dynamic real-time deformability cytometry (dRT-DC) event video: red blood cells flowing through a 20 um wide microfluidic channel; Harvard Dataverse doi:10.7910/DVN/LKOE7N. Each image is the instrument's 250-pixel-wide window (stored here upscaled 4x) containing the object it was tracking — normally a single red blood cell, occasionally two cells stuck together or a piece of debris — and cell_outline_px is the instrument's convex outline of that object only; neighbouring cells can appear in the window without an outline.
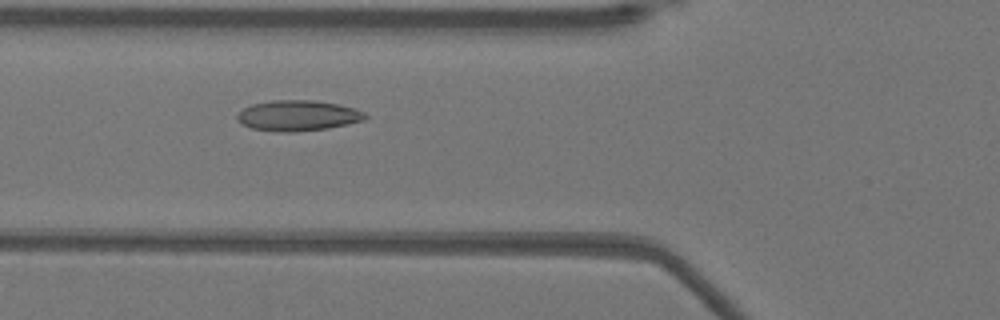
{"species": "Egyptian fruit bat (a non-hibernating species)", "species_latin": "Rousettus aegyptiacus", "temperature_condition": "warm", "stored_images_in_passage": 35, "camera_frame_rate_fps": 3000, "um_per_image_px": 0.085, "animal": {"sex": "female"}, "frame": {"image": 1, "passage_image": 3, "time_ms": 0.667, "image_size_px": [1000, 320], "cell_outline_px": [[368, 116], [364, 120], [348, 124], [328, 128], [296, 132], [280, 132], [252, 128], [240, 124], [236, 116], [244, 108], [252, 104], [272, 100], [312, 100], [340, 104], [364, 112]], "centroid_in_image_um": [25.32, 9.83], "position_along_channel_um": 100.5, "area_um2": 22.83}}
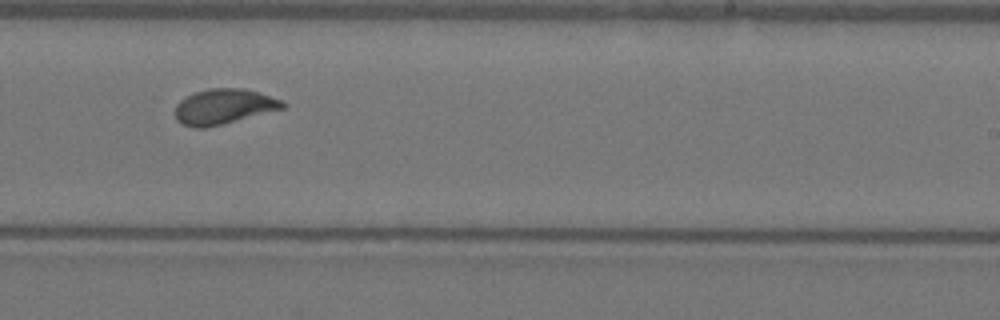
{"frame": {"image": 2, "passage_image": 16, "time_ms": 5.0, "image_size_px": [1000, 320], "cell_outline_px": [[288, 104], [284, 108], [204, 128], [192, 128], [180, 124], [176, 120], [176, 104], [180, 100], [196, 92], [212, 88], [244, 88], [280, 100]], "centroid_in_image_um": [18.97, 9.06], "position_along_channel_um": 270.0, "area_um2": 21.68}}
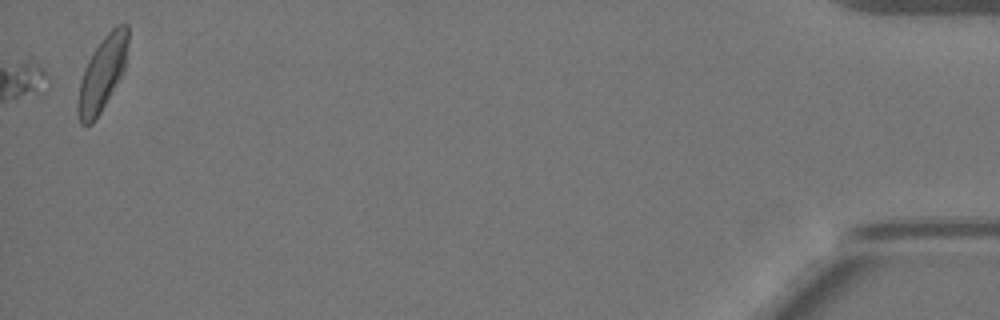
{"frame": {"image": 3, "passage_image": 35, "time_ms": 11.333, "image_size_px": [1000, 320], "cell_outline_px": [[128, 40], [124, 72], [100, 112], [92, 124], [80, 124], [76, 112], [76, 104], [80, 80], [84, 68], [92, 52], [100, 40], [116, 24], [128, 24]], "centroid_in_image_um": [8.67, 6.26], "position_along_channel_um": 426.5, "area_um2": 21.85}}